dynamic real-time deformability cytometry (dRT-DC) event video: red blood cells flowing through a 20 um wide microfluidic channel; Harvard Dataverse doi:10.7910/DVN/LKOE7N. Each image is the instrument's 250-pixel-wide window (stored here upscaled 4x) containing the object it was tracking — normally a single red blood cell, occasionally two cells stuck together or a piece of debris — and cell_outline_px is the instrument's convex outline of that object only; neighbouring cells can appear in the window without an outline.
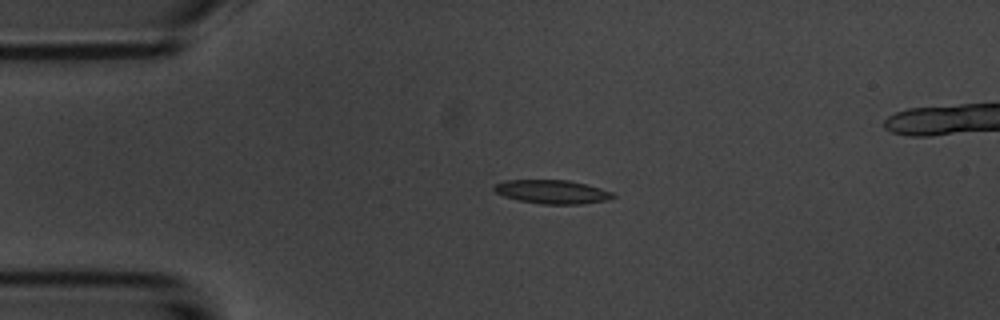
{"species": "common noctule bat (a hibernating species)", "species_latin": "Nyctalus noctula", "temperature_condition": "room temperature", "stored_images_in_passage": 5, "camera_frame_rate_fps": 3000, "um_per_image_px": 0.085, "animal": {"sex": "male", "body_mass_g": 20.1, "forearm_length_mm": 53.5}, "frame": {"image": 1, "passage_image": 3, "time_ms": 3.0, "image_size_px": [1000, 320], "cell_outline_px": [[616, 196], [608, 200], [584, 204], [544, 204], [520, 200], [504, 196], [496, 192], [492, 188], [496, 184], [504, 180], [568, 180], [600, 188], [612, 192]], "centroid_in_image_um": [46.95, 16.3], "position_along_channel_um": 38.1, "area_um2": 16.3}}